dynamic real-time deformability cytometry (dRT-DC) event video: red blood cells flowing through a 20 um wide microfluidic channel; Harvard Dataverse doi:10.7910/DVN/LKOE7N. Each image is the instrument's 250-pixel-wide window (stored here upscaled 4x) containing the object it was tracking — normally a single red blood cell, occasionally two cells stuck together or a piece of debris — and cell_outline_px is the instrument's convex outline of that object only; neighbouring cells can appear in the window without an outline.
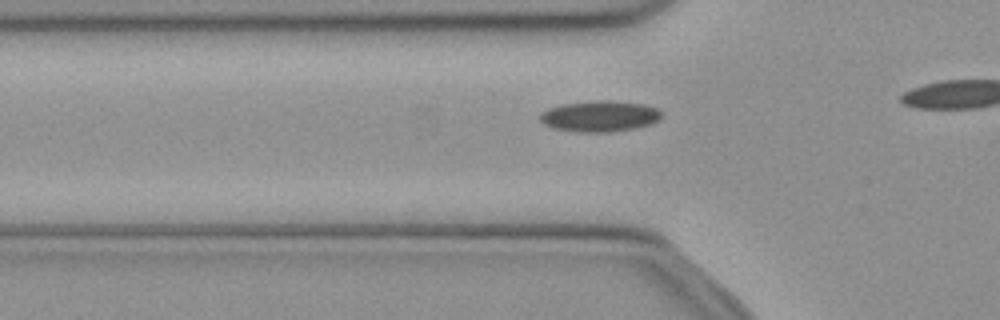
{"species": "common noctule bat (a hibernating species)", "species_latin": "Nyctalus noctula", "temperature_condition": "cold", "stored_images_in_passage": 8, "camera_frame_rate_fps": 3000, "um_per_image_px": 0.085, "animal": {"sex": "female", "body_mass_g": 21.9}, "frame": {"image": 1, "passage_image": 3, "time_ms": 0.667, "image_size_px": [1000, 320], "cell_outline_px": [[660, 116], [656, 120], [648, 124], [632, 128], [608, 132], [580, 132], [552, 128], [544, 124], [540, 120], [540, 112], [548, 108], [560, 104], [596, 100], [612, 100], [644, 104], [656, 108], [660, 112]], "centroid_in_image_um": [50.89, 9.86], "position_along_channel_um": 74.9, "area_um2": 21.79}}
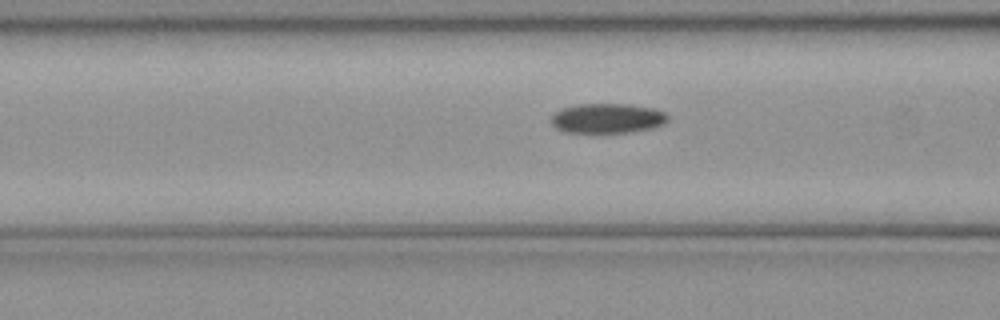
{"frame": {"image": 2, "passage_image": 6, "time_ms": 1.667, "image_size_px": [1000, 320], "cell_outline_px": [[668, 120], [664, 124], [652, 128], [632, 132], [564, 132], [556, 128], [552, 124], [552, 116], [560, 108], [576, 104], [628, 104], [652, 108], [664, 112], [668, 116]], "centroid_in_image_um": [51.62, 10.05], "position_along_channel_um": 115.0, "area_um2": 20.23}}